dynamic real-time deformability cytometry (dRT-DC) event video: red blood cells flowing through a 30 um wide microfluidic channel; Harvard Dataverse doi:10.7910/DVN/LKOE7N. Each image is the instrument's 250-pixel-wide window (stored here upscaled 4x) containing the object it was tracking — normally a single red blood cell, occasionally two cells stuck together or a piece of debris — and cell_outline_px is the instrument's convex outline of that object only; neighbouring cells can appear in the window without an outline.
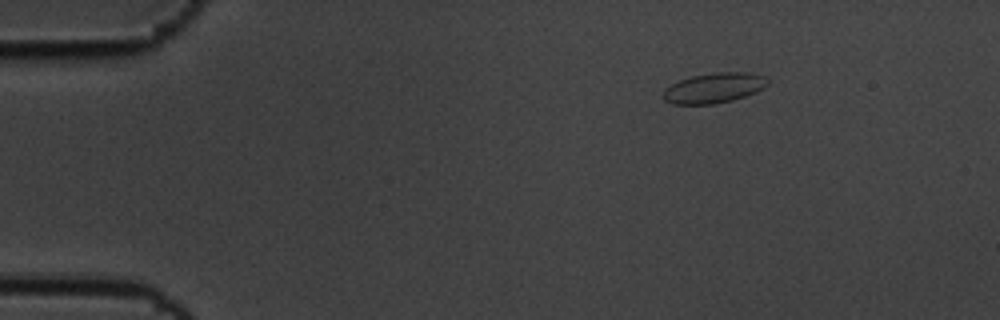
{"species": "common noctule bat (a hibernating species)", "species_latin": "Nyctalus noctula", "temperature_condition": "cold", "stored_images_in_passage": 51, "camera_frame_rate_fps": 3000, "um_per_image_px": 0.085, "animal": {"sex": "male", "body_mass_g": 19.5, "forearm_length_mm": 54.6}, "frame": {"image": 1, "passage_image": 1, "time_ms": 0.0, "image_size_px": [1000, 320], "cell_outline_px": [[768, 84], [764, 88], [756, 92], [732, 100], [716, 104], [672, 104], [664, 100], [664, 92], [672, 84], [680, 80], [692, 76], [716, 72], [748, 72], [764, 76], [768, 80]], "centroid_in_image_um": [60.72, 7.47], "position_along_channel_um": 24.3, "area_um2": 18.21}}
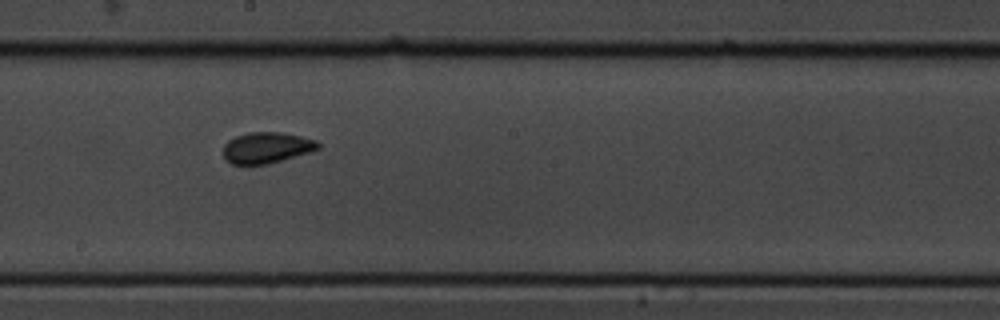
{"frame": {"image": 2, "passage_image": 25, "time_ms": 8.0, "image_size_px": [1000, 320], "cell_outline_px": [[320, 148], [312, 152], [268, 164], [232, 164], [224, 160], [224, 144], [228, 140], [236, 136], [248, 132], [280, 132], [300, 136], [316, 140], [320, 144]], "centroid_in_image_um": [22.67, 12.55], "position_along_channel_um": 225.5, "area_um2": 17.28}}
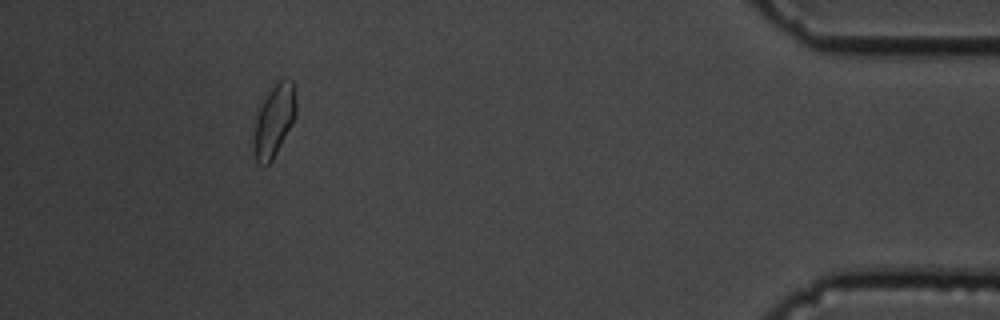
{"frame": {"image": 3, "passage_image": 46, "time_ms": 15.0, "image_size_px": [1000, 320], "cell_outline_px": [[296, 116], [292, 124], [272, 160], [264, 168], [256, 160], [252, 148], [252, 144], [256, 108], [264, 92], [284, 76], [292, 80], [296, 100]], "centroid_in_image_um": [23.24, 10.19], "position_along_channel_um": 412.0, "area_um2": 18.73}, "authors_computed_cell_mechanics": {"area_um2": 16.8776, "velocity_mm_per_s": 3.4557, "shape_relaxation_time_tau1_ms": 8.3814, "shape_relaxation_time_tau2_ms": 0.9972, "deformation_change_tau1": 0.1067, "deformation_change_tau2": 0.039}}